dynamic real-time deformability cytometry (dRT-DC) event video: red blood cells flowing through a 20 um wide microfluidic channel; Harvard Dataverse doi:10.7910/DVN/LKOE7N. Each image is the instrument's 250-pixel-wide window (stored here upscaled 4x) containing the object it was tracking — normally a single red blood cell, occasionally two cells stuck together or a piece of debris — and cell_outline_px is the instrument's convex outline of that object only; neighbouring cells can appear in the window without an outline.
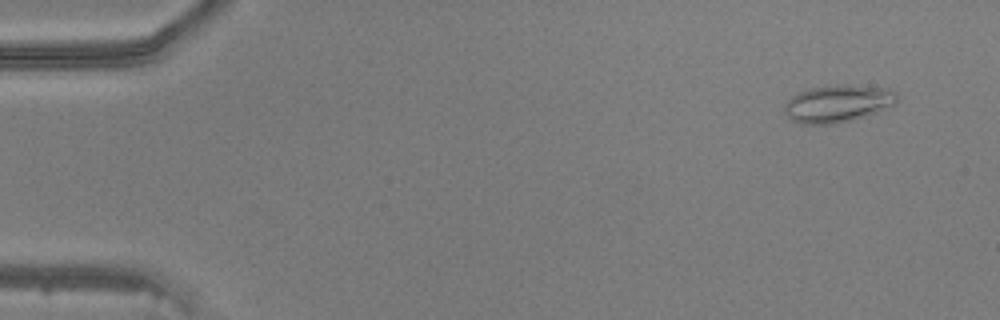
{"species": "common noctule bat (a hibernating species)", "species_latin": "Nyctalus noctula", "temperature_condition": "warm", "stored_images_in_passage": 50, "camera_frame_rate_fps": 3000, "um_per_image_px": 0.085, "animal": {"sex": "male", "body_mass_g": 20.5, "forearm_length_mm": 52.5}, "frame": {"image": 1, "passage_image": 4, "time_ms": 1.0, "image_size_px": [1000, 320], "cell_outline_px": [[896, 100], [892, 104], [876, 112], [848, 120], [832, 124], [800, 124], [792, 120], [784, 112], [784, 104], [792, 96], [800, 92], [812, 88], [848, 84], [888, 88], [896, 92]], "centroid_in_image_um": [71.17, 8.8], "position_along_channel_um": 13.8, "area_um2": 23.99}}
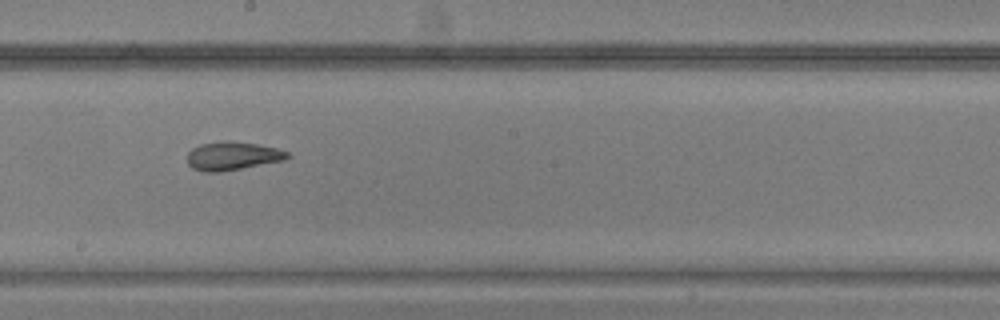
{"frame": {"image": 2, "passage_image": 28, "time_ms": 9.0, "image_size_px": [1000, 320], "cell_outline_px": [[292, 156], [284, 160], [220, 172], [204, 172], [192, 168], [188, 164], [188, 152], [192, 148], [200, 144], [220, 140], [228, 140], [256, 144], [276, 148], [288, 152]], "centroid_in_image_um": [19.74, 13.24], "position_along_channel_um": 228.5, "area_um2": 16.65}}
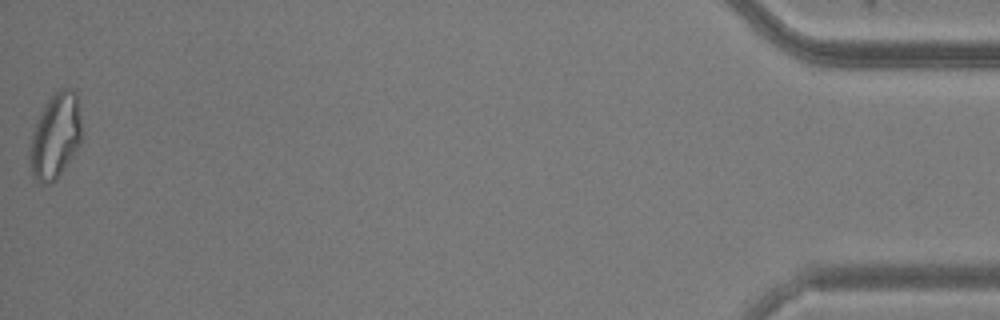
{"frame": {"image": 3, "passage_image": 49, "time_ms": 16.0, "image_size_px": [1000, 320], "cell_outline_px": [[80, 144], [60, 176], [56, 180], [48, 184], [40, 184], [32, 176], [28, 160], [28, 144], [36, 120], [44, 104], [60, 88], [76, 88], [80, 112]], "centroid_in_image_um": [4.67, 11.58], "position_along_channel_um": 430.5, "area_um2": 26.41}}